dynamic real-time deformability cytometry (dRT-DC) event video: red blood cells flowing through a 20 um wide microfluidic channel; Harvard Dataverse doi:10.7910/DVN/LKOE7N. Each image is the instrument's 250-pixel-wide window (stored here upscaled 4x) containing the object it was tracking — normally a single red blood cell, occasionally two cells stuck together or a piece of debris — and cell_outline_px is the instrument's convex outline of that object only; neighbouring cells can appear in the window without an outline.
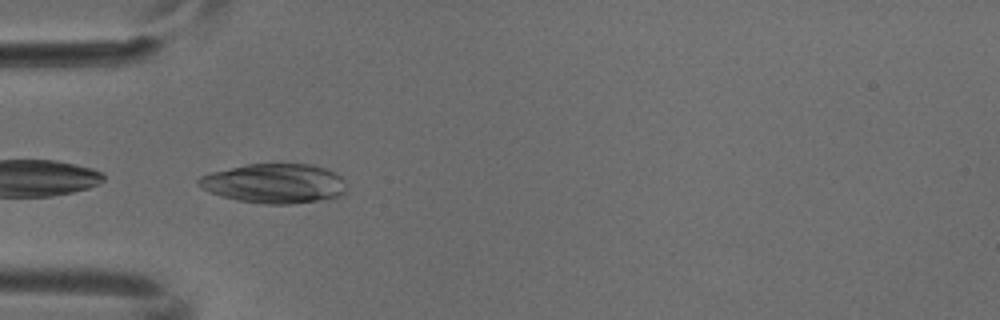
{"species": "common noctule bat (a hibernating species)", "species_latin": "Nyctalus noctula", "temperature_condition": "cold", "stored_images_in_passage": 5, "camera_frame_rate_fps": 3000, "um_per_image_px": 0.085, "animal": {"sex": "male", "body_mass_g": 18.8}, "frame": {"image": 1, "passage_image": 4, "time_ms": 1.0, "image_size_px": [1000, 320], "cell_outline_px": [[344, 196], [320, 200], [292, 204], [264, 204], [236, 200], [220, 196], [200, 188], [196, 180], [200, 176], [212, 172], [248, 164], [312, 164], [324, 168], [340, 176], [344, 180]], "centroid_in_image_um": [23.3, 15.6], "position_along_channel_um": 61.7, "area_um2": 34.1}}
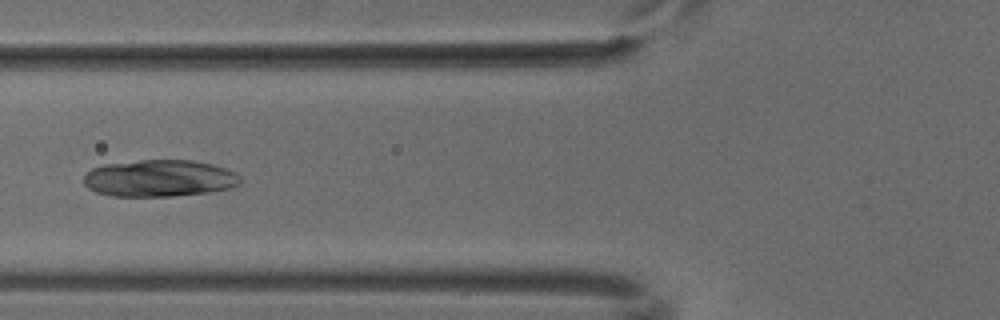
{"frame": {"image": 2, "passage_image": 5, "time_ms": 1.333, "image_size_px": [1000, 320], "cell_outline_px": [[240, 184], [228, 188], [208, 192], [172, 196], [112, 196], [96, 192], [88, 188], [84, 184], [84, 176], [92, 168], [104, 164], [140, 160], [192, 160], [212, 164], [236, 172], [240, 176]], "centroid_in_image_um": [13.54, 15.15], "position_along_channel_um": 112.3, "area_um2": 33.64}}